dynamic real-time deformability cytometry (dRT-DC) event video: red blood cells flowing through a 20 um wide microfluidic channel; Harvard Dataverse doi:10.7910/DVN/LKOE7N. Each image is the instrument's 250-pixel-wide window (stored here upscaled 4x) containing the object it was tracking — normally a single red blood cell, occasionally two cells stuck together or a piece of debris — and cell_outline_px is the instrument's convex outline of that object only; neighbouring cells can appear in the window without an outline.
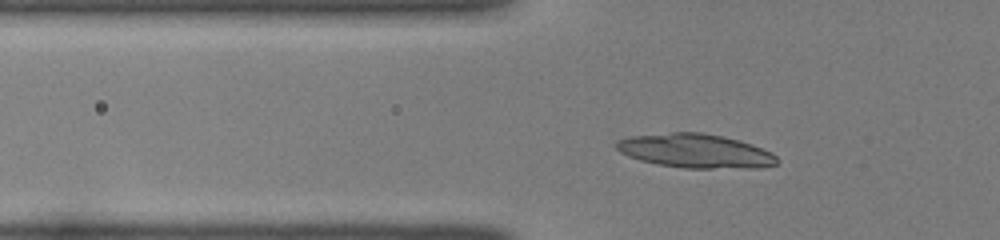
{"species": "common noctule bat (a hibernating species)", "species_latin": "Nyctalus noctula", "temperature_condition": "room temperature", "stored_images_in_passage": 46, "segment_of_instrument_passage": [1, 2], "camera_frame_rate_fps": 3000, "um_per_image_px": 0.085, "animal": {"sex": "female", "body_mass_g": 22.0, "forearm_length_mm": 56.7}, "frame": {"image": 1, "passage_image": 13, "time_ms": 4.0, "image_size_px": [1000, 240], "cell_outline_px": [[780, 160], [776, 164], [760, 168], [684, 168], [656, 164], [640, 160], [628, 156], [620, 152], [616, 148], [616, 140], [632, 136], [672, 132], [700, 132], [724, 136], [752, 144], [772, 152]], "centroid_in_image_um": [59.13, 12.83], "position_along_channel_um": 66.7, "area_um2": 32.02}}
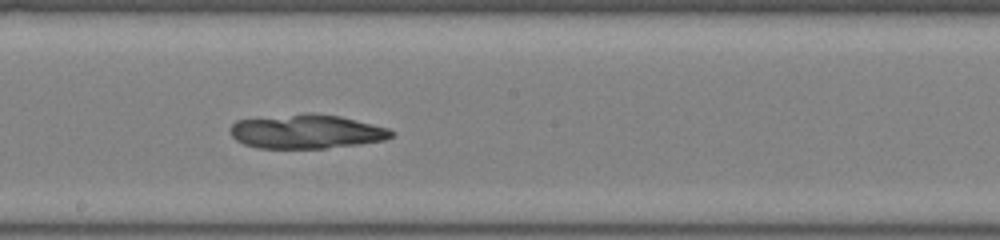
{"frame": {"image": 2, "passage_image": 25, "time_ms": 8.0, "image_size_px": [1000, 240], "cell_outline_px": [[396, 132], [392, 136], [384, 140], [360, 144], [324, 148], [256, 148], [244, 144], [236, 140], [232, 136], [228, 128], [236, 120], [308, 112], [312, 112], [340, 116], [388, 128]], "centroid_in_image_um": [26.03, 11.17], "position_along_channel_um": 222.2, "area_um2": 32.19}}
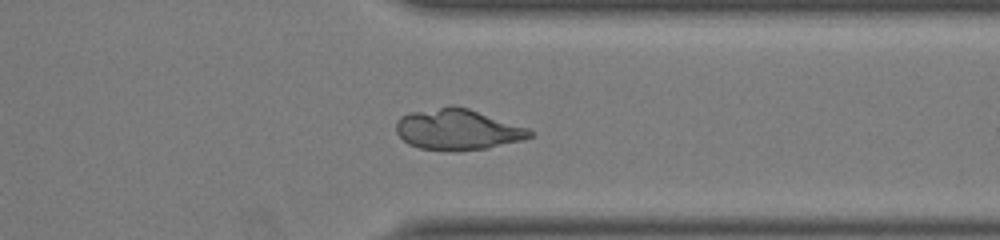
{"frame": {"image": 3, "passage_image": 36, "time_ms": 11.667, "image_size_px": [1000, 240], "cell_outline_px": [[532, 136], [520, 140], [488, 148], [420, 148], [408, 144], [396, 132], [396, 120], [400, 116], [408, 112], [452, 104], [468, 108], [528, 128], [532, 132]], "centroid_in_image_um": [38.85, 10.94], "position_along_channel_um": 372.6, "area_um2": 31.1}}